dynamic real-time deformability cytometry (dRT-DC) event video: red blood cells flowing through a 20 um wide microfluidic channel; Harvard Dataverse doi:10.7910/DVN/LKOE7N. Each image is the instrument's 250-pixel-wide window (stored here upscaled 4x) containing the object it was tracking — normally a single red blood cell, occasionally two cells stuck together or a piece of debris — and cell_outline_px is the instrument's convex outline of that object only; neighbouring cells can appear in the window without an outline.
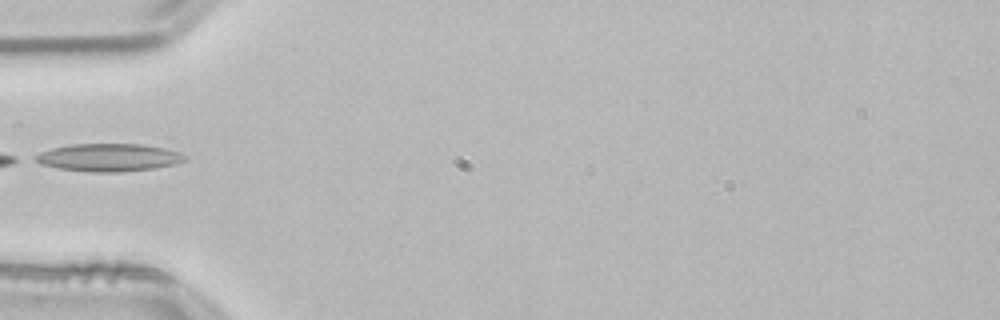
{"species": "common noctule bat (a hibernating species)", "species_latin": "Nyctalus noctula", "temperature_condition": "room temperature", "stored_images_in_passage": 4, "camera_frame_rate_fps": 3000, "um_per_image_px": 0.085, "animal": {"sex": "male", "body_mass_g": 21.5, "forearm_length_mm": 52.0}, "frame": {"image": 1, "passage_image": 1, "time_ms": 0.0, "image_size_px": [1000, 320], "cell_outline_px": [[188, 156], [184, 160], [172, 164], [152, 168], [116, 172], [92, 172], [60, 168], [40, 164], [32, 160], [32, 156], [40, 152], [52, 148], [72, 144], [140, 144], [164, 148]], "centroid_in_image_um": [9.15, 13.38], "position_along_channel_um": 75.9, "area_um2": 23.87}}